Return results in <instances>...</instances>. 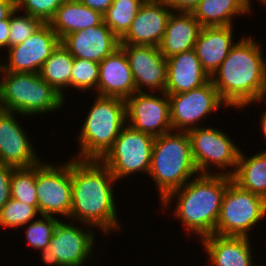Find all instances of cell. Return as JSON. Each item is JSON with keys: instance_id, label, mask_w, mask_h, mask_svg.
<instances>
[{"instance_id": "cell-1", "label": "cell", "mask_w": 266, "mask_h": 266, "mask_svg": "<svg viewBox=\"0 0 266 266\" xmlns=\"http://www.w3.org/2000/svg\"><path fill=\"white\" fill-rule=\"evenodd\" d=\"M72 210L69 219L92 226L107 235L119 231L114 178L97 159H71ZM111 231V232H110Z\"/></svg>"}, {"instance_id": "cell-2", "label": "cell", "mask_w": 266, "mask_h": 266, "mask_svg": "<svg viewBox=\"0 0 266 266\" xmlns=\"http://www.w3.org/2000/svg\"><path fill=\"white\" fill-rule=\"evenodd\" d=\"M243 37L210 77L225 105L244 109L266 97V60L259 43Z\"/></svg>"}, {"instance_id": "cell-3", "label": "cell", "mask_w": 266, "mask_h": 266, "mask_svg": "<svg viewBox=\"0 0 266 266\" xmlns=\"http://www.w3.org/2000/svg\"><path fill=\"white\" fill-rule=\"evenodd\" d=\"M191 180L160 203L162 208L169 209L176 197L174 216L186 226L189 234H198L201 240L215 234L222 198L232 178L222 174H198Z\"/></svg>"}, {"instance_id": "cell-4", "label": "cell", "mask_w": 266, "mask_h": 266, "mask_svg": "<svg viewBox=\"0 0 266 266\" xmlns=\"http://www.w3.org/2000/svg\"><path fill=\"white\" fill-rule=\"evenodd\" d=\"M199 174L188 132L170 131L154 139L148 175L158 189L160 202ZM158 187V188H157Z\"/></svg>"}, {"instance_id": "cell-5", "label": "cell", "mask_w": 266, "mask_h": 266, "mask_svg": "<svg viewBox=\"0 0 266 266\" xmlns=\"http://www.w3.org/2000/svg\"><path fill=\"white\" fill-rule=\"evenodd\" d=\"M126 125L125 99L97 95L78 134L76 158L100 160Z\"/></svg>"}, {"instance_id": "cell-6", "label": "cell", "mask_w": 266, "mask_h": 266, "mask_svg": "<svg viewBox=\"0 0 266 266\" xmlns=\"http://www.w3.org/2000/svg\"><path fill=\"white\" fill-rule=\"evenodd\" d=\"M0 109L34 116L54 112L65 103L63 97L39 73L0 71Z\"/></svg>"}, {"instance_id": "cell-7", "label": "cell", "mask_w": 266, "mask_h": 266, "mask_svg": "<svg viewBox=\"0 0 266 266\" xmlns=\"http://www.w3.org/2000/svg\"><path fill=\"white\" fill-rule=\"evenodd\" d=\"M266 216V199L231 181L222 198L215 234L250 237L248 234Z\"/></svg>"}, {"instance_id": "cell-8", "label": "cell", "mask_w": 266, "mask_h": 266, "mask_svg": "<svg viewBox=\"0 0 266 266\" xmlns=\"http://www.w3.org/2000/svg\"><path fill=\"white\" fill-rule=\"evenodd\" d=\"M188 134L193 160L199 174H222L230 177L233 175L241 150L230 135L217 128L202 126L189 130ZM213 165L217 170L223 171L212 172L210 169ZM230 167L232 169L228 170Z\"/></svg>"}, {"instance_id": "cell-9", "label": "cell", "mask_w": 266, "mask_h": 266, "mask_svg": "<svg viewBox=\"0 0 266 266\" xmlns=\"http://www.w3.org/2000/svg\"><path fill=\"white\" fill-rule=\"evenodd\" d=\"M154 139L152 135L126 125L100 160L117 181L136 172H145L148 175Z\"/></svg>"}, {"instance_id": "cell-10", "label": "cell", "mask_w": 266, "mask_h": 266, "mask_svg": "<svg viewBox=\"0 0 266 266\" xmlns=\"http://www.w3.org/2000/svg\"><path fill=\"white\" fill-rule=\"evenodd\" d=\"M45 163V164H44ZM41 160L36 165V193L40 215H63L72 210L71 160L58 166Z\"/></svg>"}, {"instance_id": "cell-11", "label": "cell", "mask_w": 266, "mask_h": 266, "mask_svg": "<svg viewBox=\"0 0 266 266\" xmlns=\"http://www.w3.org/2000/svg\"><path fill=\"white\" fill-rule=\"evenodd\" d=\"M88 227L86 231L72 222L59 221L48 248L41 252V261L48 266H84L93 260L95 232Z\"/></svg>"}, {"instance_id": "cell-12", "label": "cell", "mask_w": 266, "mask_h": 266, "mask_svg": "<svg viewBox=\"0 0 266 266\" xmlns=\"http://www.w3.org/2000/svg\"><path fill=\"white\" fill-rule=\"evenodd\" d=\"M168 99L173 131L188 132L199 127L200 121L206 120L207 115L218 111L222 104L227 107L211 80L188 92L168 94Z\"/></svg>"}, {"instance_id": "cell-13", "label": "cell", "mask_w": 266, "mask_h": 266, "mask_svg": "<svg viewBox=\"0 0 266 266\" xmlns=\"http://www.w3.org/2000/svg\"><path fill=\"white\" fill-rule=\"evenodd\" d=\"M161 94L136 92L125 99L127 125L153 137L172 131L168 94Z\"/></svg>"}, {"instance_id": "cell-14", "label": "cell", "mask_w": 266, "mask_h": 266, "mask_svg": "<svg viewBox=\"0 0 266 266\" xmlns=\"http://www.w3.org/2000/svg\"><path fill=\"white\" fill-rule=\"evenodd\" d=\"M60 43L61 39L50 24L43 23L24 42L6 49L8 60L6 63L0 62V71L39 73L43 63Z\"/></svg>"}, {"instance_id": "cell-15", "label": "cell", "mask_w": 266, "mask_h": 266, "mask_svg": "<svg viewBox=\"0 0 266 266\" xmlns=\"http://www.w3.org/2000/svg\"><path fill=\"white\" fill-rule=\"evenodd\" d=\"M120 47L126 53L137 92H145L144 87L151 93L165 92L167 61L159 47L130 44H120Z\"/></svg>"}, {"instance_id": "cell-16", "label": "cell", "mask_w": 266, "mask_h": 266, "mask_svg": "<svg viewBox=\"0 0 266 266\" xmlns=\"http://www.w3.org/2000/svg\"><path fill=\"white\" fill-rule=\"evenodd\" d=\"M12 111L0 109V163L29 168L41 161L24 129Z\"/></svg>"}, {"instance_id": "cell-17", "label": "cell", "mask_w": 266, "mask_h": 266, "mask_svg": "<svg viewBox=\"0 0 266 266\" xmlns=\"http://www.w3.org/2000/svg\"><path fill=\"white\" fill-rule=\"evenodd\" d=\"M171 12L166 1L145 0L120 44L159 47Z\"/></svg>"}, {"instance_id": "cell-18", "label": "cell", "mask_w": 266, "mask_h": 266, "mask_svg": "<svg viewBox=\"0 0 266 266\" xmlns=\"http://www.w3.org/2000/svg\"><path fill=\"white\" fill-rule=\"evenodd\" d=\"M61 44L74 58L100 63L120 47V39L103 22L64 36Z\"/></svg>"}, {"instance_id": "cell-19", "label": "cell", "mask_w": 266, "mask_h": 266, "mask_svg": "<svg viewBox=\"0 0 266 266\" xmlns=\"http://www.w3.org/2000/svg\"><path fill=\"white\" fill-rule=\"evenodd\" d=\"M97 95L127 99L137 92L126 53L119 47L99 63Z\"/></svg>"}, {"instance_id": "cell-20", "label": "cell", "mask_w": 266, "mask_h": 266, "mask_svg": "<svg viewBox=\"0 0 266 266\" xmlns=\"http://www.w3.org/2000/svg\"><path fill=\"white\" fill-rule=\"evenodd\" d=\"M167 61L165 92L177 94L188 92L205 85L210 77L202 69L194 49L176 54Z\"/></svg>"}, {"instance_id": "cell-21", "label": "cell", "mask_w": 266, "mask_h": 266, "mask_svg": "<svg viewBox=\"0 0 266 266\" xmlns=\"http://www.w3.org/2000/svg\"><path fill=\"white\" fill-rule=\"evenodd\" d=\"M233 26H205L197 37L194 50L202 69L209 77L218 69L236 44L233 42Z\"/></svg>"}, {"instance_id": "cell-22", "label": "cell", "mask_w": 266, "mask_h": 266, "mask_svg": "<svg viewBox=\"0 0 266 266\" xmlns=\"http://www.w3.org/2000/svg\"><path fill=\"white\" fill-rule=\"evenodd\" d=\"M250 238L212 234L199 241L211 266H254Z\"/></svg>"}, {"instance_id": "cell-23", "label": "cell", "mask_w": 266, "mask_h": 266, "mask_svg": "<svg viewBox=\"0 0 266 266\" xmlns=\"http://www.w3.org/2000/svg\"><path fill=\"white\" fill-rule=\"evenodd\" d=\"M201 28L192 12L172 11L159 45L160 53L167 59L194 49Z\"/></svg>"}, {"instance_id": "cell-24", "label": "cell", "mask_w": 266, "mask_h": 266, "mask_svg": "<svg viewBox=\"0 0 266 266\" xmlns=\"http://www.w3.org/2000/svg\"><path fill=\"white\" fill-rule=\"evenodd\" d=\"M103 22L104 18L101 12L83 5L78 0H65L49 24L58 37L62 39L68 34L99 26Z\"/></svg>"}, {"instance_id": "cell-25", "label": "cell", "mask_w": 266, "mask_h": 266, "mask_svg": "<svg viewBox=\"0 0 266 266\" xmlns=\"http://www.w3.org/2000/svg\"><path fill=\"white\" fill-rule=\"evenodd\" d=\"M231 178L240 188L266 199V150L247 158L241 150Z\"/></svg>"}, {"instance_id": "cell-26", "label": "cell", "mask_w": 266, "mask_h": 266, "mask_svg": "<svg viewBox=\"0 0 266 266\" xmlns=\"http://www.w3.org/2000/svg\"><path fill=\"white\" fill-rule=\"evenodd\" d=\"M251 13L244 0H201L192 11L195 19L205 26H233L237 15Z\"/></svg>"}, {"instance_id": "cell-27", "label": "cell", "mask_w": 266, "mask_h": 266, "mask_svg": "<svg viewBox=\"0 0 266 266\" xmlns=\"http://www.w3.org/2000/svg\"><path fill=\"white\" fill-rule=\"evenodd\" d=\"M73 60L74 57L60 43L39 71L40 77L51 85L64 100L63 92L71 87Z\"/></svg>"}, {"instance_id": "cell-28", "label": "cell", "mask_w": 266, "mask_h": 266, "mask_svg": "<svg viewBox=\"0 0 266 266\" xmlns=\"http://www.w3.org/2000/svg\"><path fill=\"white\" fill-rule=\"evenodd\" d=\"M145 0H113L103 14L105 25L121 39L129 30L140 6Z\"/></svg>"}, {"instance_id": "cell-29", "label": "cell", "mask_w": 266, "mask_h": 266, "mask_svg": "<svg viewBox=\"0 0 266 266\" xmlns=\"http://www.w3.org/2000/svg\"><path fill=\"white\" fill-rule=\"evenodd\" d=\"M11 198L34 206L38 210L36 166L15 168L11 176Z\"/></svg>"}, {"instance_id": "cell-30", "label": "cell", "mask_w": 266, "mask_h": 266, "mask_svg": "<svg viewBox=\"0 0 266 266\" xmlns=\"http://www.w3.org/2000/svg\"><path fill=\"white\" fill-rule=\"evenodd\" d=\"M38 214L40 213L34 206L10 198L0 209V227L8 229L26 226Z\"/></svg>"}, {"instance_id": "cell-31", "label": "cell", "mask_w": 266, "mask_h": 266, "mask_svg": "<svg viewBox=\"0 0 266 266\" xmlns=\"http://www.w3.org/2000/svg\"><path fill=\"white\" fill-rule=\"evenodd\" d=\"M40 216L41 218L30 221L25 231L26 240L36 250L48 248L50 238L53 236L54 230L60 221L55 216Z\"/></svg>"}, {"instance_id": "cell-32", "label": "cell", "mask_w": 266, "mask_h": 266, "mask_svg": "<svg viewBox=\"0 0 266 266\" xmlns=\"http://www.w3.org/2000/svg\"><path fill=\"white\" fill-rule=\"evenodd\" d=\"M99 63L74 58L71 72V87L82 92L95 89L97 93L99 80Z\"/></svg>"}, {"instance_id": "cell-33", "label": "cell", "mask_w": 266, "mask_h": 266, "mask_svg": "<svg viewBox=\"0 0 266 266\" xmlns=\"http://www.w3.org/2000/svg\"><path fill=\"white\" fill-rule=\"evenodd\" d=\"M15 9L10 15L9 48L24 42L43 24L41 20L29 14L18 15Z\"/></svg>"}, {"instance_id": "cell-34", "label": "cell", "mask_w": 266, "mask_h": 266, "mask_svg": "<svg viewBox=\"0 0 266 266\" xmlns=\"http://www.w3.org/2000/svg\"><path fill=\"white\" fill-rule=\"evenodd\" d=\"M65 0H15L16 9L49 23ZM24 9V10H23Z\"/></svg>"}, {"instance_id": "cell-35", "label": "cell", "mask_w": 266, "mask_h": 266, "mask_svg": "<svg viewBox=\"0 0 266 266\" xmlns=\"http://www.w3.org/2000/svg\"><path fill=\"white\" fill-rule=\"evenodd\" d=\"M15 167L0 163V209L11 198V176Z\"/></svg>"}, {"instance_id": "cell-36", "label": "cell", "mask_w": 266, "mask_h": 266, "mask_svg": "<svg viewBox=\"0 0 266 266\" xmlns=\"http://www.w3.org/2000/svg\"><path fill=\"white\" fill-rule=\"evenodd\" d=\"M201 0H166L172 11L192 12Z\"/></svg>"}, {"instance_id": "cell-37", "label": "cell", "mask_w": 266, "mask_h": 266, "mask_svg": "<svg viewBox=\"0 0 266 266\" xmlns=\"http://www.w3.org/2000/svg\"><path fill=\"white\" fill-rule=\"evenodd\" d=\"M10 16L0 21V49L9 48Z\"/></svg>"}, {"instance_id": "cell-38", "label": "cell", "mask_w": 266, "mask_h": 266, "mask_svg": "<svg viewBox=\"0 0 266 266\" xmlns=\"http://www.w3.org/2000/svg\"><path fill=\"white\" fill-rule=\"evenodd\" d=\"M83 5H86L87 7L99 11L102 14H104L107 9L112 5L113 0H78Z\"/></svg>"}, {"instance_id": "cell-39", "label": "cell", "mask_w": 266, "mask_h": 266, "mask_svg": "<svg viewBox=\"0 0 266 266\" xmlns=\"http://www.w3.org/2000/svg\"><path fill=\"white\" fill-rule=\"evenodd\" d=\"M15 9V0H0V21L7 19Z\"/></svg>"}, {"instance_id": "cell-40", "label": "cell", "mask_w": 266, "mask_h": 266, "mask_svg": "<svg viewBox=\"0 0 266 266\" xmlns=\"http://www.w3.org/2000/svg\"><path fill=\"white\" fill-rule=\"evenodd\" d=\"M264 100L266 103V98ZM260 118H261V129H262V132L266 138V110H265V112L262 113V116Z\"/></svg>"}, {"instance_id": "cell-41", "label": "cell", "mask_w": 266, "mask_h": 266, "mask_svg": "<svg viewBox=\"0 0 266 266\" xmlns=\"http://www.w3.org/2000/svg\"><path fill=\"white\" fill-rule=\"evenodd\" d=\"M259 1H261L262 3H263V5H265L266 6V0H259ZM252 2V0H244V3H245V5H246V7L248 8V10L251 12V4H253V3H251Z\"/></svg>"}]
</instances>
